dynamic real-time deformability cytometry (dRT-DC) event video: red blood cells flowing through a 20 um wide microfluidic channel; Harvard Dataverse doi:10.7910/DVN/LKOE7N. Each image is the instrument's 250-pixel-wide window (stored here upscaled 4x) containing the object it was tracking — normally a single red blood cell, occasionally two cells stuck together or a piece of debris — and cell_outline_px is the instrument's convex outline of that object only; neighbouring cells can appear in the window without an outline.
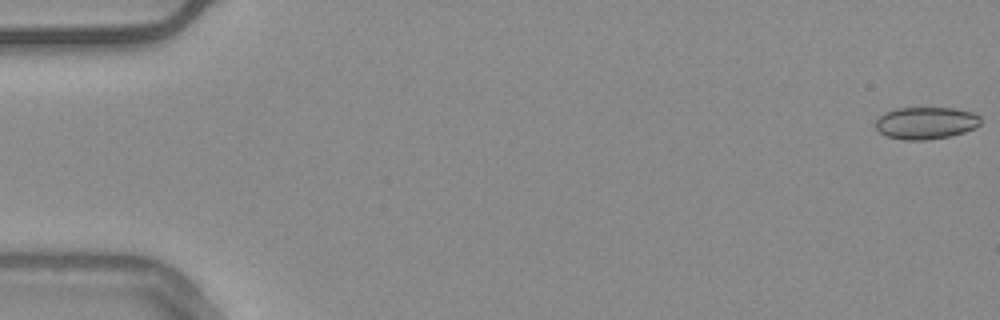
{"species": "common noctule bat (a hibernating species)", "species_latin": "Nyctalus noctula", "temperature_condition": "warm", "stored_images_in_passage": 17, "camera_frame_rate_fps": 3000, "um_per_image_px": 0.085, "animal": {"sex": "male", "body_mass_g": 20.4}, "frame": {"image": 1, "passage_image": 1, "time_ms": 0.0, "image_size_px": [1000, 320], "cell_outline_px": [[980, 124], [964, 132], [948, 136], [928, 140], [904, 140], [888, 136], [880, 132], [876, 128], [876, 120], [884, 112], [896, 108], [956, 108], [972, 112], [980, 116]], "centroid_in_image_um": [78.69, 10.44], "position_along_channel_um": 6.3, "area_um2": 19.59}}
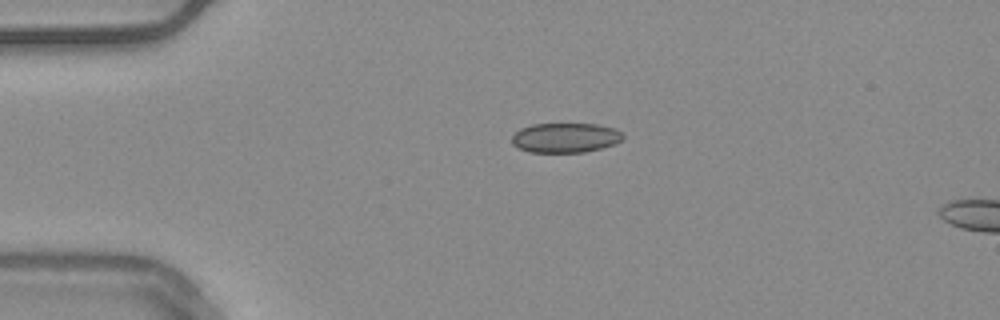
{"frame": {"image": 2, "passage_image": 13, "time_ms": 4.0, "image_size_px": [1000, 320], "cell_outline_px": [[624, 136], [616, 144], [584, 152], [528, 152], [512, 144], [512, 136], [520, 128], [532, 124], [596, 124], [616, 128]], "centroid_in_image_um": [48.05, 11.7], "position_along_channel_um": 36.9, "area_um2": 19.19}}